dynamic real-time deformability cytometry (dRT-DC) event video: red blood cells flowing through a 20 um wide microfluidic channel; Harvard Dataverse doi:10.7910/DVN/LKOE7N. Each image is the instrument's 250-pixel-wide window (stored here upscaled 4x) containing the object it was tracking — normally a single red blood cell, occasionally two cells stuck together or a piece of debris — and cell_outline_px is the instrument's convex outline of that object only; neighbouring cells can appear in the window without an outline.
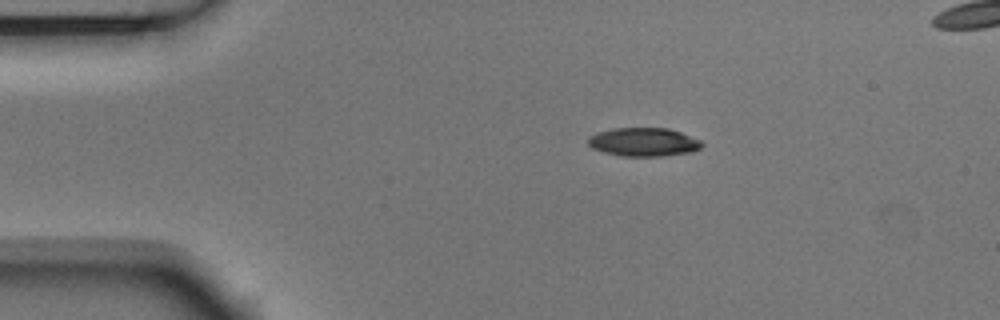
{"species": "Egyptian fruit bat (a non-hibernating species)", "species_latin": "Rousettus aegyptiacus", "temperature_condition": "room temperature", "stored_images_in_passage": 5, "camera_frame_rate_fps": 3000, "um_per_image_px": 0.085, "animal": {"sex": "male"}, "frame": {"image": 1, "passage_image": 5, "time_ms": 1.333, "image_size_px": [1000, 320], "cell_outline_px": [[704, 144], [700, 148], [692, 152], [660, 156], [620, 156], [604, 152], [592, 148], [588, 144], [588, 136], [596, 132], [612, 128], [668, 128], [680, 132], [700, 140]], "centroid_in_image_um": [54.68, 12.07], "position_along_channel_um": 30.3, "area_um2": 19.02}}